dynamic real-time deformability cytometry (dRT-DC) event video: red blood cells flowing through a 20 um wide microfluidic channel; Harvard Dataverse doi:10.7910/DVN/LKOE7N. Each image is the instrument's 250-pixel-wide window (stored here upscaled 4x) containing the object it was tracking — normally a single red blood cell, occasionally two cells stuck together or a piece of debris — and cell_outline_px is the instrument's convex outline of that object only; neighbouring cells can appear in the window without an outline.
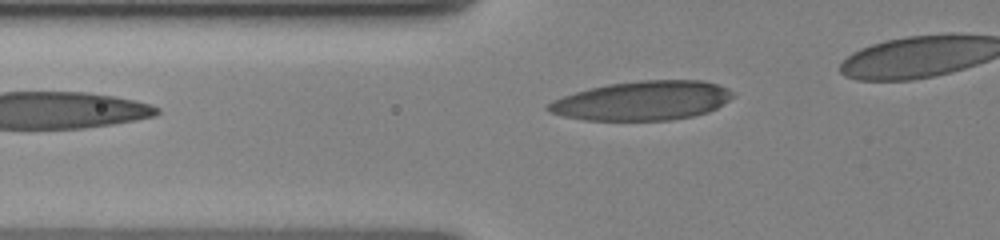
{"species": "human", "species_latin": "Homo sapiens", "temperature_condition": "cold", "stored_images_in_passage": 4, "camera_frame_rate_fps": 3000, "um_per_image_px": 0.085, "donor": {"sex": "female"}, "frame": {"image": 1, "passage_image": 4, "time_ms": 2.333, "image_size_px": [1000, 240], "cell_outline_px": [[736, 96], [716, 108], [708, 112], [692, 116], [672, 120], [584, 120], [564, 116], [552, 112], [544, 108], [552, 100], [576, 92], [608, 84], [640, 80], [700, 80], [716, 84], [728, 88], [736, 92]], "centroid_in_image_um": [54.65, 8.55], "position_along_channel_um": 71.1, "area_um2": 42.14}}